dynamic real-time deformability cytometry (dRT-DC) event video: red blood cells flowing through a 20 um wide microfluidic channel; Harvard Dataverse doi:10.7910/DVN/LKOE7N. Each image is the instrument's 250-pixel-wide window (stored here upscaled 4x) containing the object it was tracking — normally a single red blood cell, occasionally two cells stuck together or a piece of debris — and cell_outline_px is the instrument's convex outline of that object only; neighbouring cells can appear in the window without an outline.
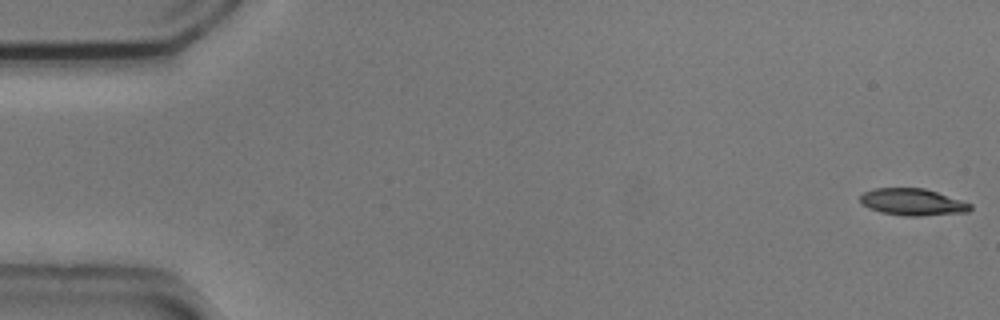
{"species": "common noctule bat (a hibernating species)", "species_latin": "Nyctalus noctula", "temperature_condition": "cold", "stored_images_in_passage": 13, "camera_frame_rate_fps": 3000, "um_per_image_px": 0.085, "animal": {"sex": "male", "body_mass_g": 20.5, "forearm_length_mm": 52.5}, "frame": {"image": 1, "passage_image": 1, "time_ms": 0.0, "image_size_px": [1000, 320], "cell_outline_px": [[972, 208], [968, 212], [920, 216], [904, 216], [880, 212], [868, 208], [860, 204], [860, 196], [864, 192], [876, 188], [924, 188], [972, 204]], "centroid_in_image_um": [77.54, 17.18], "position_along_channel_um": 7.5, "area_um2": 17.22}}